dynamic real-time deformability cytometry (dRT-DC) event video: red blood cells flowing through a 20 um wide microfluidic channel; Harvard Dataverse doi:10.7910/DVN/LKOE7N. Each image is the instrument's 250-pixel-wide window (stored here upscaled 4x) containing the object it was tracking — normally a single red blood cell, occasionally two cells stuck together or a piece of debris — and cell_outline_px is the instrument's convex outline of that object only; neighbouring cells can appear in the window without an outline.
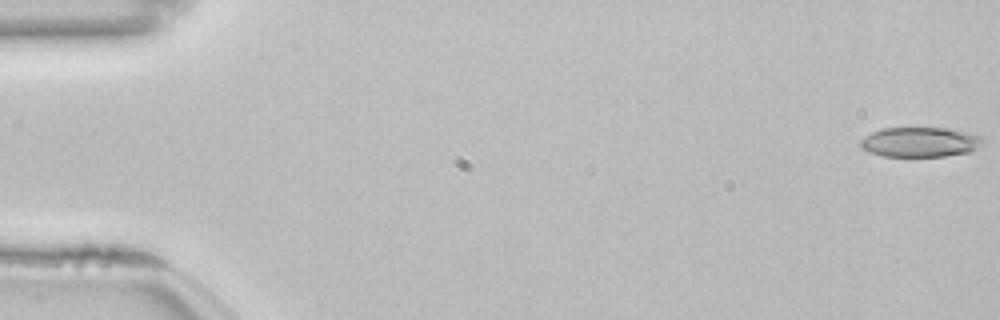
{"species": "common noctule bat (a hibernating species)", "species_latin": "Nyctalus noctula", "temperature_condition": "room temperature", "stored_images_in_passage": 54, "camera_frame_rate_fps": 3000, "um_per_image_px": 0.085, "animal": {"sex": "female", "body_mass_g": 22.7, "forearm_length_mm": 54.2}, "frame": {"image": 1, "passage_image": 1, "time_ms": 0.0, "image_size_px": [1000, 320], "cell_outline_px": [[984, 144], [968, 152], [944, 156], [880, 156], [868, 152], [860, 148], [860, 140], [872, 132], [884, 128], [944, 128], [968, 132], [984, 136]], "centroid_in_image_um": [78.21, 12.08], "position_along_channel_um": 6.8, "area_um2": 21.39}}
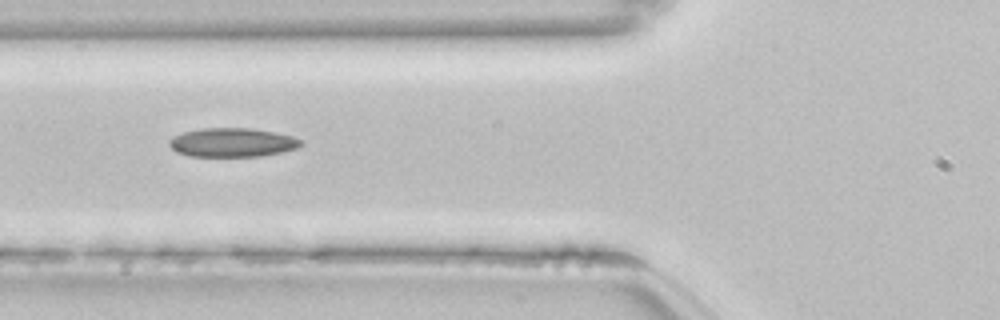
{"frame": {"image": 2, "passage_image": 21, "time_ms": 6.667, "image_size_px": [1000, 320], "cell_outline_px": [[300, 148], [260, 156], [188, 156], [176, 152], [168, 144], [168, 140], [184, 132], [200, 128], [252, 128], [292, 136], [300, 140]], "centroid_in_image_um": [19.72, 12.11], "position_along_channel_um": 106.1, "area_um2": 22.02}}
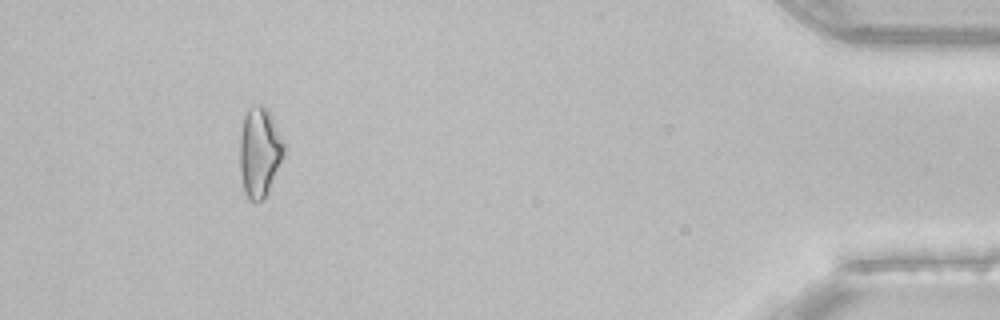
{"frame": {"image": 3, "passage_image": 50, "time_ms": 16.333, "image_size_px": [1000, 320], "cell_outline_px": [[284, 156], [268, 192], [256, 204], [248, 200], [244, 192], [240, 172], [240, 136], [244, 116], [248, 108], [252, 104], [264, 104], [284, 144]], "centroid_in_image_um": [22.03, 12.96], "position_along_channel_um": 413.2, "area_um2": 23.0}, "authors_computed_cell_mechanics": {"area_um2": 21.5305, "velocity_mm_per_s": 3.8518, "shape_relaxation_time_tau1_ms": null, "shape_relaxation_time_tau2_ms": 4.5018, "deformation_change_tau1": null, "deformation_change_tau2": 0.1319}}